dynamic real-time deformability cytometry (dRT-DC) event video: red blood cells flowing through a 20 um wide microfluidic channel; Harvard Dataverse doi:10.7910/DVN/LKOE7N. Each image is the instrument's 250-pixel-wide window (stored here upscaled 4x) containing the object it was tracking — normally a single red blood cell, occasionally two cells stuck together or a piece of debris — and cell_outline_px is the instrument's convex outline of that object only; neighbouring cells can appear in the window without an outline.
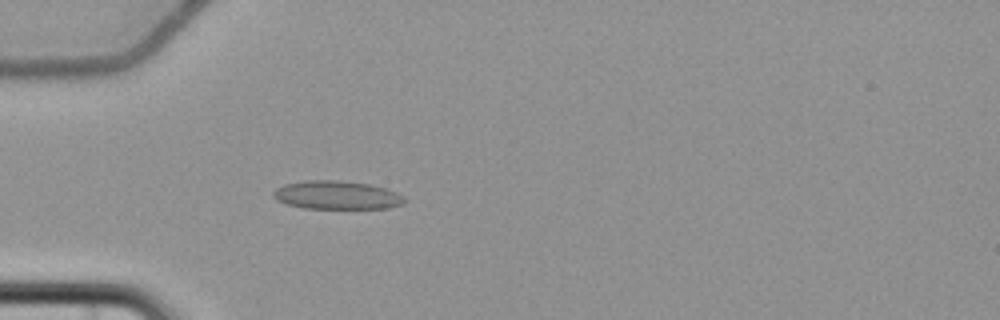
{"species": "common noctule bat (a hibernating species)", "species_latin": "Nyctalus noctula", "temperature_condition": "cold", "stored_images_in_passage": 5, "camera_frame_rate_fps": 3000, "um_per_image_px": 0.085, "animal": {"sex": "female", "body_mass_g": 22.7, "forearm_length_mm": 54.2}, "frame": {"image": 1, "passage_image": 5, "time_ms": 5.667, "image_size_px": [1000, 320], "cell_outline_px": [[404, 204], [388, 208], [304, 208], [288, 204], [276, 200], [272, 196], [272, 192], [276, 188], [284, 184], [304, 180], [336, 180], [368, 184], [384, 188], [396, 192], [404, 196]], "centroid_in_image_um": [28.59, 16.58], "position_along_channel_um": 56.4, "area_um2": 21.68}}